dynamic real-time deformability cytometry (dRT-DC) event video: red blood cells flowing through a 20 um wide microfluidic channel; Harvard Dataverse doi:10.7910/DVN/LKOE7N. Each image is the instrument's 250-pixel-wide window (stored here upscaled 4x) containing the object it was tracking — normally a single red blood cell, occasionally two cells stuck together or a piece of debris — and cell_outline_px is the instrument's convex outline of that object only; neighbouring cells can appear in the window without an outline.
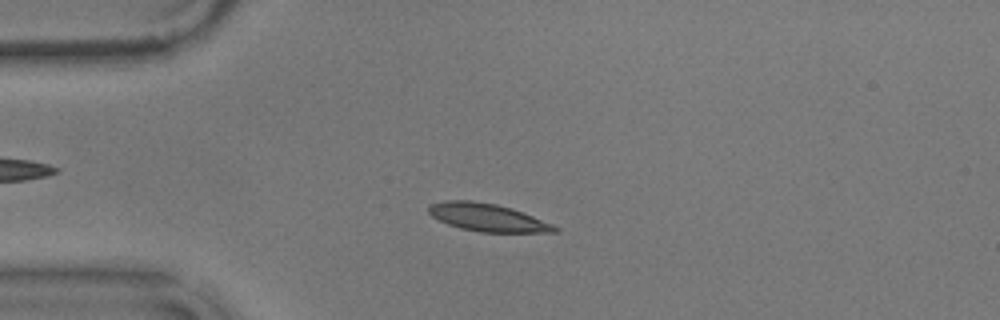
{"species": "common noctule bat (a hibernating species)", "species_latin": "Nyctalus noctula", "temperature_condition": "warm", "stored_images_in_passage": 55, "camera_frame_rate_fps": 3000, "um_per_image_px": 0.085, "animal": {"sex": "male", "body_mass_g": 17.9}, "frame": {"image": 1, "passage_image": 13, "time_ms": 4.0, "image_size_px": [1000, 320], "cell_outline_px": [[560, 228], [556, 232], [480, 232], [460, 228], [448, 224], [432, 216], [428, 212], [428, 204], [444, 200], [472, 200], [496, 204], [532, 216], [552, 224]], "centroid_in_image_um": [41.38, 18.48], "position_along_channel_um": 43.6, "area_um2": 20.17}}
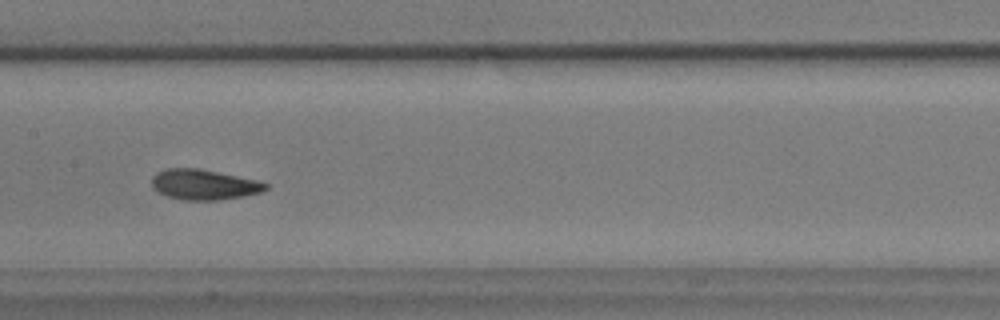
{"frame": {"image": 2, "passage_image": 27, "time_ms": 8.667, "image_size_px": [1000, 320], "cell_outline_px": [[268, 188], [260, 192], [240, 196], [216, 200], [180, 200], [168, 196], [152, 188], [152, 176], [156, 172], [164, 168], [200, 168], [256, 180], [268, 184]], "centroid_in_image_um": [17.28, 15.67], "position_along_channel_um": 190.1, "area_um2": 20.0}}
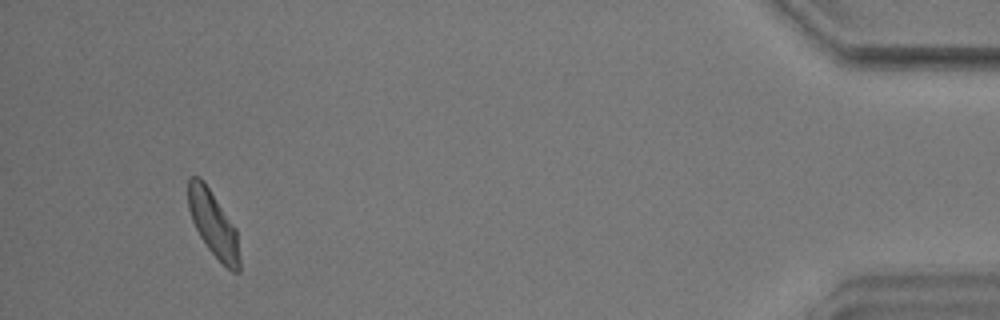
{"frame": {"image": 3, "passage_image": 52, "time_ms": 17.0, "image_size_px": [1000, 320], "cell_outline_px": [[240, 272], [232, 272], [208, 248], [200, 236], [192, 220], [188, 208], [188, 176], [200, 176], [204, 180], [236, 228], [240, 260]], "centroid_in_image_um": [18.13, 18.99], "position_along_channel_um": 417.1, "area_um2": 19.54}, "authors_computed_cell_mechanics": {"area_um2": 19.7676, "velocity_mm_per_s": 3.573, "shape_relaxation_time_tau1_ms": 3.5757, "shape_relaxation_time_tau2_ms": 1.2112, "deformation_change_tau1": 0.1214, "deformation_change_tau2": 0.0721}}